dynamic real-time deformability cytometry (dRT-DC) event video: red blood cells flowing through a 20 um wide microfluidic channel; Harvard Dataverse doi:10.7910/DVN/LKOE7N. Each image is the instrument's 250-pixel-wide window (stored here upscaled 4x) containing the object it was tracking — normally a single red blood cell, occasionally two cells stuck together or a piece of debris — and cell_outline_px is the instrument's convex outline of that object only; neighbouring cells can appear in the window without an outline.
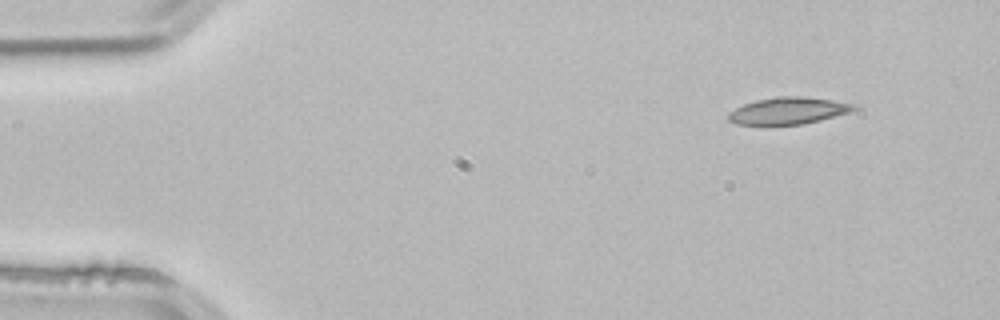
{"species": "common noctule bat (a hibernating species)", "species_latin": "Nyctalus noctula", "temperature_condition": "room temperature", "stored_images_in_passage": 3, "camera_frame_rate_fps": 3000, "um_per_image_px": 0.085, "animal": {"sex": "male", "body_mass_g": 21.5, "forearm_length_mm": 52.0}, "frame": {"image": 1, "passage_image": 1, "time_ms": 0.0, "image_size_px": [1000, 320], "cell_outline_px": [[856, 108], [848, 112], [820, 120], [804, 124], [736, 124], [728, 120], [728, 112], [744, 104], [756, 100], [776, 96], [804, 96], [832, 100], [852, 104]], "centroid_in_image_um": [66.95, 9.4], "position_along_channel_um": 18.0, "area_um2": 19.36}}
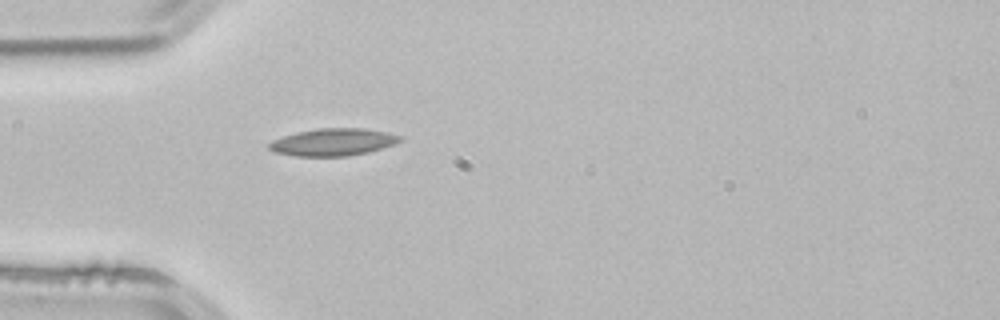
{"frame": {"image": 2, "passage_image": 3, "time_ms": 0.667, "image_size_px": [1000, 320], "cell_outline_px": [[404, 140], [368, 152], [348, 156], [296, 156], [276, 152], [268, 148], [264, 144], [272, 140], [296, 132], [316, 128], [364, 128], [388, 132], [400, 136]], "centroid_in_image_um": [28.27, 12.07], "position_along_channel_um": 56.7, "area_um2": 20.87}}